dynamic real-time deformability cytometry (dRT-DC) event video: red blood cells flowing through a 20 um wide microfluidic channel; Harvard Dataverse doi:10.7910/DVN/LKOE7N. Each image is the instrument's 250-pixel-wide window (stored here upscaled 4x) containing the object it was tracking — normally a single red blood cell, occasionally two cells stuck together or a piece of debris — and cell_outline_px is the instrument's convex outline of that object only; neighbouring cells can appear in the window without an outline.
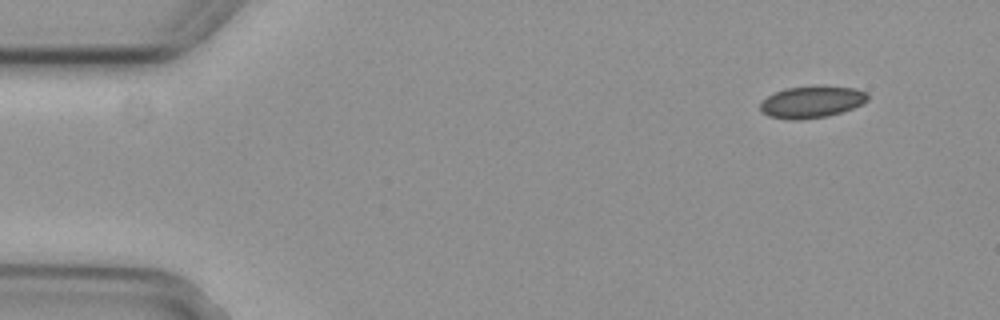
{"species": "common noctule bat (a hibernating species)", "species_latin": "Nyctalus noctula", "temperature_condition": "cold", "stored_images_in_passage": 4, "camera_frame_rate_fps": 3000, "um_per_image_px": 0.085, "animal": {"sex": "female", "body_mass_g": 29.2, "forearm_length_mm": 56.3}, "frame": {"image": 1, "passage_image": 1, "time_ms": 0.0, "image_size_px": [1000, 320], "cell_outline_px": [[868, 100], [852, 108], [828, 116], [800, 120], [792, 120], [768, 116], [760, 112], [760, 104], [768, 96], [784, 88], [812, 84], [820, 84], [856, 88], [868, 92]], "centroid_in_image_um": [69.0, 8.63], "position_along_channel_um": 16.0, "area_um2": 20.46}}
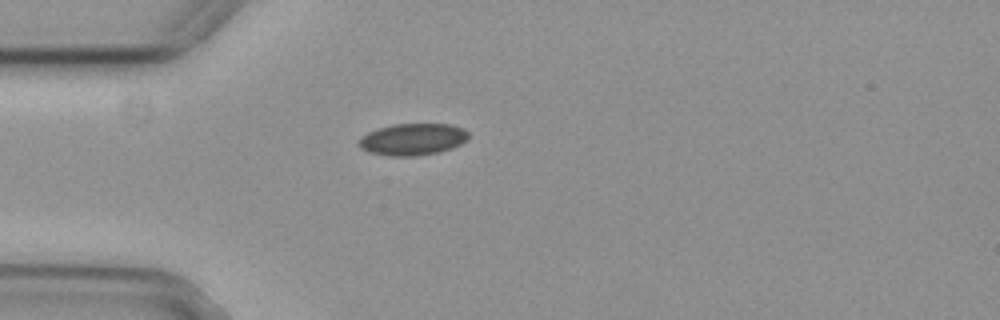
{"frame": {"image": 2, "passage_image": 4, "time_ms": 1.0, "image_size_px": [1000, 320], "cell_outline_px": [[468, 140], [452, 148], [436, 152], [412, 156], [392, 156], [368, 152], [360, 148], [356, 144], [360, 136], [368, 132], [392, 124], [452, 124], [464, 128], [468, 132]], "centroid_in_image_um": [35.06, 11.83], "position_along_channel_um": 49.9, "area_um2": 20.4}}